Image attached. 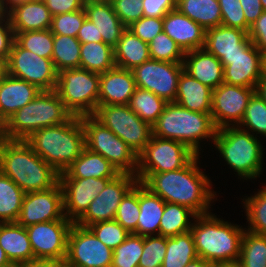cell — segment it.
<instances>
[{"label": "cell", "instance_id": "obj_58", "mask_svg": "<svg viewBox=\"0 0 266 267\" xmlns=\"http://www.w3.org/2000/svg\"><path fill=\"white\" fill-rule=\"evenodd\" d=\"M77 39L80 43L103 42V39H98L96 26L88 18L84 20L82 27L78 31Z\"/></svg>", "mask_w": 266, "mask_h": 267}, {"label": "cell", "instance_id": "obj_65", "mask_svg": "<svg viewBox=\"0 0 266 267\" xmlns=\"http://www.w3.org/2000/svg\"><path fill=\"white\" fill-rule=\"evenodd\" d=\"M6 132H5V122L0 118V150L2 149L3 144L7 141Z\"/></svg>", "mask_w": 266, "mask_h": 267}, {"label": "cell", "instance_id": "obj_30", "mask_svg": "<svg viewBox=\"0 0 266 267\" xmlns=\"http://www.w3.org/2000/svg\"><path fill=\"white\" fill-rule=\"evenodd\" d=\"M139 207L137 229L132 233L140 236L159 235V226L164 213L165 201L139 182ZM157 232V233H156Z\"/></svg>", "mask_w": 266, "mask_h": 267}, {"label": "cell", "instance_id": "obj_31", "mask_svg": "<svg viewBox=\"0 0 266 267\" xmlns=\"http://www.w3.org/2000/svg\"><path fill=\"white\" fill-rule=\"evenodd\" d=\"M120 173L102 155L83 149L81 155L59 178H115Z\"/></svg>", "mask_w": 266, "mask_h": 267}, {"label": "cell", "instance_id": "obj_41", "mask_svg": "<svg viewBox=\"0 0 266 267\" xmlns=\"http://www.w3.org/2000/svg\"><path fill=\"white\" fill-rule=\"evenodd\" d=\"M14 33L15 41L22 48L40 57L52 59L54 34L50 29Z\"/></svg>", "mask_w": 266, "mask_h": 267}, {"label": "cell", "instance_id": "obj_19", "mask_svg": "<svg viewBox=\"0 0 266 267\" xmlns=\"http://www.w3.org/2000/svg\"><path fill=\"white\" fill-rule=\"evenodd\" d=\"M111 179L113 178H59L63 191L64 216L76 223Z\"/></svg>", "mask_w": 266, "mask_h": 267}, {"label": "cell", "instance_id": "obj_69", "mask_svg": "<svg viewBox=\"0 0 266 267\" xmlns=\"http://www.w3.org/2000/svg\"><path fill=\"white\" fill-rule=\"evenodd\" d=\"M84 3H89V2H112L113 0H83Z\"/></svg>", "mask_w": 266, "mask_h": 267}, {"label": "cell", "instance_id": "obj_42", "mask_svg": "<svg viewBox=\"0 0 266 267\" xmlns=\"http://www.w3.org/2000/svg\"><path fill=\"white\" fill-rule=\"evenodd\" d=\"M139 207V181L125 194L118 206L115 220L129 233L137 229Z\"/></svg>", "mask_w": 266, "mask_h": 267}, {"label": "cell", "instance_id": "obj_38", "mask_svg": "<svg viewBox=\"0 0 266 267\" xmlns=\"http://www.w3.org/2000/svg\"><path fill=\"white\" fill-rule=\"evenodd\" d=\"M80 41L68 35H54L52 62L57 70L80 68Z\"/></svg>", "mask_w": 266, "mask_h": 267}, {"label": "cell", "instance_id": "obj_8", "mask_svg": "<svg viewBox=\"0 0 266 267\" xmlns=\"http://www.w3.org/2000/svg\"><path fill=\"white\" fill-rule=\"evenodd\" d=\"M100 74L81 68L58 72L55 91L74 116L92 115L98 107Z\"/></svg>", "mask_w": 266, "mask_h": 267}, {"label": "cell", "instance_id": "obj_64", "mask_svg": "<svg viewBox=\"0 0 266 267\" xmlns=\"http://www.w3.org/2000/svg\"><path fill=\"white\" fill-rule=\"evenodd\" d=\"M0 266H16L7 257L4 249L0 246Z\"/></svg>", "mask_w": 266, "mask_h": 267}, {"label": "cell", "instance_id": "obj_17", "mask_svg": "<svg viewBox=\"0 0 266 267\" xmlns=\"http://www.w3.org/2000/svg\"><path fill=\"white\" fill-rule=\"evenodd\" d=\"M137 182L136 176L127 173L111 179L76 224L88 227L97 222L115 220L122 198Z\"/></svg>", "mask_w": 266, "mask_h": 267}, {"label": "cell", "instance_id": "obj_1", "mask_svg": "<svg viewBox=\"0 0 266 267\" xmlns=\"http://www.w3.org/2000/svg\"><path fill=\"white\" fill-rule=\"evenodd\" d=\"M199 155L187 166L162 173H137L136 177L165 202L175 203L192 210L196 215H205L216 192L211 180L198 167ZM215 193V194H214Z\"/></svg>", "mask_w": 266, "mask_h": 267}, {"label": "cell", "instance_id": "obj_9", "mask_svg": "<svg viewBox=\"0 0 266 267\" xmlns=\"http://www.w3.org/2000/svg\"><path fill=\"white\" fill-rule=\"evenodd\" d=\"M81 121L85 133V147L102 155L119 173L136 176L138 155L92 115L81 116Z\"/></svg>", "mask_w": 266, "mask_h": 267}, {"label": "cell", "instance_id": "obj_40", "mask_svg": "<svg viewBox=\"0 0 266 267\" xmlns=\"http://www.w3.org/2000/svg\"><path fill=\"white\" fill-rule=\"evenodd\" d=\"M244 229L238 261L240 267H266V235Z\"/></svg>", "mask_w": 266, "mask_h": 267}, {"label": "cell", "instance_id": "obj_32", "mask_svg": "<svg viewBox=\"0 0 266 267\" xmlns=\"http://www.w3.org/2000/svg\"><path fill=\"white\" fill-rule=\"evenodd\" d=\"M114 59L117 67L132 70L150 59L149 44L126 29L114 47Z\"/></svg>", "mask_w": 266, "mask_h": 267}, {"label": "cell", "instance_id": "obj_37", "mask_svg": "<svg viewBox=\"0 0 266 267\" xmlns=\"http://www.w3.org/2000/svg\"><path fill=\"white\" fill-rule=\"evenodd\" d=\"M25 192L0 172V222H16Z\"/></svg>", "mask_w": 266, "mask_h": 267}, {"label": "cell", "instance_id": "obj_66", "mask_svg": "<svg viewBox=\"0 0 266 267\" xmlns=\"http://www.w3.org/2000/svg\"><path fill=\"white\" fill-rule=\"evenodd\" d=\"M8 18V11L5 8L4 0H0V21H4Z\"/></svg>", "mask_w": 266, "mask_h": 267}, {"label": "cell", "instance_id": "obj_55", "mask_svg": "<svg viewBox=\"0 0 266 267\" xmlns=\"http://www.w3.org/2000/svg\"><path fill=\"white\" fill-rule=\"evenodd\" d=\"M52 16L70 13L84 8L83 0H43Z\"/></svg>", "mask_w": 266, "mask_h": 267}, {"label": "cell", "instance_id": "obj_3", "mask_svg": "<svg viewBox=\"0 0 266 267\" xmlns=\"http://www.w3.org/2000/svg\"><path fill=\"white\" fill-rule=\"evenodd\" d=\"M26 141L47 164L62 173L85 148L81 116L73 115L63 124L37 130Z\"/></svg>", "mask_w": 266, "mask_h": 267}, {"label": "cell", "instance_id": "obj_56", "mask_svg": "<svg viewBox=\"0 0 266 267\" xmlns=\"http://www.w3.org/2000/svg\"><path fill=\"white\" fill-rule=\"evenodd\" d=\"M14 41L15 33L8 17L0 21V56L8 60Z\"/></svg>", "mask_w": 266, "mask_h": 267}, {"label": "cell", "instance_id": "obj_71", "mask_svg": "<svg viewBox=\"0 0 266 267\" xmlns=\"http://www.w3.org/2000/svg\"><path fill=\"white\" fill-rule=\"evenodd\" d=\"M263 10L266 11V0H261Z\"/></svg>", "mask_w": 266, "mask_h": 267}, {"label": "cell", "instance_id": "obj_13", "mask_svg": "<svg viewBox=\"0 0 266 267\" xmlns=\"http://www.w3.org/2000/svg\"><path fill=\"white\" fill-rule=\"evenodd\" d=\"M113 250L84 226L73 223L65 262L73 267H111Z\"/></svg>", "mask_w": 266, "mask_h": 267}, {"label": "cell", "instance_id": "obj_4", "mask_svg": "<svg viewBox=\"0 0 266 267\" xmlns=\"http://www.w3.org/2000/svg\"><path fill=\"white\" fill-rule=\"evenodd\" d=\"M192 224L196 252L211 263L238 262L244 229L208 213L197 215Z\"/></svg>", "mask_w": 266, "mask_h": 267}, {"label": "cell", "instance_id": "obj_23", "mask_svg": "<svg viewBox=\"0 0 266 267\" xmlns=\"http://www.w3.org/2000/svg\"><path fill=\"white\" fill-rule=\"evenodd\" d=\"M184 71L211 89L224 83L223 65L204 48L185 52Z\"/></svg>", "mask_w": 266, "mask_h": 267}, {"label": "cell", "instance_id": "obj_6", "mask_svg": "<svg viewBox=\"0 0 266 267\" xmlns=\"http://www.w3.org/2000/svg\"><path fill=\"white\" fill-rule=\"evenodd\" d=\"M73 114L55 90L41 91L5 122L7 139L26 140L35 131L67 122Z\"/></svg>", "mask_w": 266, "mask_h": 267}, {"label": "cell", "instance_id": "obj_46", "mask_svg": "<svg viewBox=\"0 0 266 267\" xmlns=\"http://www.w3.org/2000/svg\"><path fill=\"white\" fill-rule=\"evenodd\" d=\"M239 125L240 128L246 126L244 130H250L252 135L266 136V103L256 92L250 98Z\"/></svg>", "mask_w": 266, "mask_h": 267}, {"label": "cell", "instance_id": "obj_36", "mask_svg": "<svg viewBox=\"0 0 266 267\" xmlns=\"http://www.w3.org/2000/svg\"><path fill=\"white\" fill-rule=\"evenodd\" d=\"M197 215L189 208L165 202L164 213L162 214L159 235L164 237H172L191 230L192 224L190 218Z\"/></svg>", "mask_w": 266, "mask_h": 267}, {"label": "cell", "instance_id": "obj_14", "mask_svg": "<svg viewBox=\"0 0 266 267\" xmlns=\"http://www.w3.org/2000/svg\"><path fill=\"white\" fill-rule=\"evenodd\" d=\"M183 70V63L149 59L131 71L138 88L149 90L170 103L175 102L178 79Z\"/></svg>", "mask_w": 266, "mask_h": 267}, {"label": "cell", "instance_id": "obj_20", "mask_svg": "<svg viewBox=\"0 0 266 267\" xmlns=\"http://www.w3.org/2000/svg\"><path fill=\"white\" fill-rule=\"evenodd\" d=\"M224 83L229 85L256 88L263 76V54L251 42L235 56H223Z\"/></svg>", "mask_w": 266, "mask_h": 267}, {"label": "cell", "instance_id": "obj_43", "mask_svg": "<svg viewBox=\"0 0 266 267\" xmlns=\"http://www.w3.org/2000/svg\"><path fill=\"white\" fill-rule=\"evenodd\" d=\"M143 247L144 237L130 233L126 240L113 250L111 267H138Z\"/></svg>", "mask_w": 266, "mask_h": 267}, {"label": "cell", "instance_id": "obj_68", "mask_svg": "<svg viewBox=\"0 0 266 267\" xmlns=\"http://www.w3.org/2000/svg\"><path fill=\"white\" fill-rule=\"evenodd\" d=\"M58 267H73L68 265L65 261L58 260Z\"/></svg>", "mask_w": 266, "mask_h": 267}, {"label": "cell", "instance_id": "obj_61", "mask_svg": "<svg viewBox=\"0 0 266 267\" xmlns=\"http://www.w3.org/2000/svg\"><path fill=\"white\" fill-rule=\"evenodd\" d=\"M186 267H213V263L198 257L197 259L188 263Z\"/></svg>", "mask_w": 266, "mask_h": 267}, {"label": "cell", "instance_id": "obj_5", "mask_svg": "<svg viewBox=\"0 0 266 267\" xmlns=\"http://www.w3.org/2000/svg\"><path fill=\"white\" fill-rule=\"evenodd\" d=\"M152 129L154 136L179 141L197 155L200 153L199 141L212 138L214 142L217 131L211 114L194 112L175 102L166 104Z\"/></svg>", "mask_w": 266, "mask_h": 267}, {"label": "cell", "instance_id": "obj_24", "mask_svg": "<svg viewBox=\"0 0 266 267\" xmlns=\"http://www.w3.org/2000/svg\"><path fill=\"white\" fill-rule=\"evenodd\" d=\"M251 42L246 31L221 25L206 30L203 48L220 60L239 54Z\"/></svg>", "mask_w": 266, "mask_h": 267}, {"label": "cell", "instance_id": "obj_54", "mask_svg": "<svg viewBox=\"0 0 266 267\" xmlns=\"http://www.w3.org/2000/svg\"><path fill=\"white\" fill-rule=\"evenodd\" d=\"M248 37L262 54L266 52V11L250 26Z\"/></svg>", "mask_w": 266, "mask_h": 267}, {"label": "cell", "instance_id": "obj_70", "mask_svg": "<svg viewBox=\"0 0 266 267\" xmlns=\"http://www.w3.org/2000/svg\"><path fill=\"white\" fill-rule=\"evenodd\" d=\"M263 73L266 74V52L263 54Z\"/></svg>", "mask_w": 266, "mask_h": 267}, {"label": "cell", "instance_id": "obj_22", "mask_svg": "<svg viewBox=\"0 0 266 267\" xmlns=\"http://www.w3.org/2000/svg\"><path fill=\"white\" fill-rule=\"evenodd\" d=\"M163 32L184 52L201 49L205 44L206 30L178 9L168 12L163 17Z\"/></svg>", "mask_w": 266, "mask_h": 267}, {"label": "cell", "instance_id": "obj_28", "mask_svg": "<svg viewBox=\"0 0 266 267\" xmlns=\"http://www.w3.org/2000/svg\"><path fill=\"white\" fill-rule=\"evenodd\" d=\"M212 93L213 89L183 70L178 79L175 103L194 112L211 114Z\"/></svg>", "mask_w": 266, "mask_h": 267}, {"label": "cell", "instance_id": "obj_67", "mask_svg": "<svg viewBox=\"0 0 266 267\" xmlns=\"http://www.w3.org/2000/svg\"><path fill=\"white\" fill-rule=\"evenodd\" d=\"M213 267H240V265L238 262L213 263Z\"/></svg>", "mask_w": 266, "mask_h": 267}, {"label": "cell", "instance_id": "obj_53", "mask_svg": "<svg viewBox=\"0 0 266 267\" xmlns=\"http://www.w3.org/2000/svg\"><path fill=\"white\" fill-rule=\"evenodd\" d=\"M174 9L175 0H143V17L163 18Z\"/></svg>", "mask_w": 266, "mask_h": 267}, {"label": "cell", "instance_id": "obj_15", "mask_svg": "<svg viewBox=\"0 0 266 267\" xmlns=\"http://www.w3.org/2000/svg\"><path fill=\"white\" fill-rule=\"evenodd\" d=\"M73 222L61 220L37 223L26 228L34 259L65 261L68 235Z\"/></svg>", "mask_w": 266, "mask_h": 267}, {"label": "cell", "instance_id": "obj_72", "mask_svg": "<svg viewBox=\"0 0 266 267\" xmlns=\"http://www.w3.org/2000/svg\"><path fill=\"white\" fill-rule=\"evenodd\" d=\"M0 267H17V266H0Z\"/></svg>", "mask_w": 266, "mask_h": 267}, {"label": "cell", "instance_id": "obj_47", "mask_svg": "<svg viewBox=\"0 0 266 267\" xmlns=\"http://www.w3.org/2000/svg\"><path fill=\"white\" fill-rule=\"evenodd\" d=\"M88 228L112 250L123 243L130 235L116 220L97 222L89 225Z\"/></svg>", "mask_w": 266, "mask_h": 267}, {"label": "cell", "instance_id": "obj_2", "mask_svg": "<svg viewBox=\"0 0 266 267\" xmlns=\"http://www.w3.org/2000/svg\"><path fill=\"white\" fill-rule=\"evenodd\" d=\"M0 172L25 193L46 191L59 183L60 173L47 164L26 140L8 139L0 150Z\"/></svg>", "mask_w": 266, "mask_h": 267}, {"label": "cell", "instance_id": "obj_29", "mask_svg": "<svg viewBox=\"0 0 266 267\" xmlns=\"http://www.w3.org/2000/svg\"><path fill=\"white\" fill-rule=\"evenodd\" d=\"M0 246L17 267L34 260L26 228L16 222L0 224Z\"/></svg>", "mask_w": 266, "mask_h": 267}, {"label": "cell", "instance_id": "obj_60", "mask_svg": "<svg viewBox=\"0 0 266 267\" xmlns=\"http://www.w3.org/2000/svg\"><path fill=\"white\" fill-rule=\"evenodd\" d=\"M255 92L263 99L266 103V74L259 79L257 86L255 88Z\"/></svg>", "mask_w": 266, "mask_h": 267}, {"label": "cell", "instance_id": "obj_10", "mask_svg": "<svg viewBox=\"0 0 266 267\" xmlns=\"http://www.w3.org/2000/svg\"><path fill=\"white\" fill-rule=\"evenodd\" d=\"M92 116L122 139L137 155L153 135L152 126L144 122L128 105H98Z\"/></svg>", "mask_w": 266, "mask_h": 267}, {"label": "cell", "instance_id": "obj_49", "mask_svg": "<svg viewBox=\"0 0 266 267\" xmlns=\"http://www.w3.org/2000/svg\"><path fill=\"white\" fill-rule=\"evenodd\" d=\"M87 18L85 9L52 16L51 32L54 35H68L77 38L78 31Z\"/></svg>", "mask_w": 266, "mask_h": 267}, {"label": "cell", "instance_id": "obj_26", "mask_svg": "<svg viewBox=\"0 0 266 267\" xmlns=\"http://www.w3.org/2000/svg\"><path fill=\"white\" fill-rule=\"evenodd\" d=\"M84 9L87 18L96 26L98 39L114 48L127 27L120 21L111 2L84 3Z\"/></svg>", "mask_w": 266, "mask_h": 267}, {"label": "cell", "instance_id": "obj_50", "mask_svg": "<svg viewBox=\"0 0 266 267\" xmlns=\"http://www.w3.org/2000/svg\"><path fill=\"white\" fill-rule=\"evenodd\" d=\"M222 26L246 31V18L240 0H218Z\"/></svg>", "mask_w": 266, "mask_h": 267}, {"label": "cell", "instance_id": "obj_45", "mask_svg": "<svg viewBox=\"0 0 266 267\" xmlns=\"http://www.w3.org/2000/svg\"><path fill=\"white\" fill-rule=\"evenodd\" d=\"M150 59L170 63H183L185 52L165 32L156 35L149 43Z\"/></svg>", "mask_w": 266, "mask_h": 267}, {"label": "cell", "instance_id": "obj_44", "mask_svg": "<svg viewBox=\"0 0 266 267\" xmlns=\"http://www.w3.org/2000/svg\"><path fill=\"white\" fill-rule=\"evenodd\" d=\"M248 231L266 235V186L260 189L254 196L244 199Z\"/></svg>", "mask_w": 266, "mask_h": 267}, {"label": "cell", "instance_id": "obj_33", "mask_svg": "<svg viewBox=\"0 0 266 267\" xmlns=\"http://www.w3.org/2000/svg\"><path fill=\"white\" fill-rule=\"evenodd\" d=\"M176 9L205 30L222 25L218 0H179Z\"/></svg>", "mask_w": 266, "mask_h": 267}, {"label": "cell", "instance_id": "obj_25", "mask_svg": "<svg viewBox=\"0 0 266 267\" xmlns=\"http://www.w3.org/2000/svg\"><path fill=\"white\" fill-rule=\"evenodd\" d=\"M40 92L41 90L35 85L7 75L0 81V118L6 122Z\"/></svg>", "mask_w": 266, "mask_h": 267}, {"label": "cell", "instance_id": "obj_62", "mask_svg": "<svg viewBox=\"0 0 266 267\" xmlns=\"http://www.w3.org/2000/svg\"><path fill=\"white\" fill-rule=\"evenodd\" d=\"M8 75L7 59L0 56V81Z\"/></svg>", "mask_w": 266, "mask_h": 267}, {"label": "cell", "instance_id": "obj_63", "mask_svg": "<svg viewBox=\"0 0 266 267\" xmlns=\"http://www.w3.org/2000/svg\"><path fill=\"white\" fill-rule=\"evenodd\" d=\"M28 1H32V0H4V5H5L6 10L9 12L15 6L27 3Z\"/></svg>", "mask_w": 266, "mask_h": 267}, {"label": "cell", "instance_id": "obj_27", "mask_svg": "<svg viewBox=\"0 0 266 267\" xmlns=\"http://www.w3.org/2000/svg\"><path fill=\"white\" fill-rule=\"evenodd\" d=\"M8 17L14 32L47 30L52 24V15L43 0L15 6L8 12Z\"/></svg>", "mask_w": 266, "mask_h": 267}, {"label": "cell", "instance_id": "obj_39", "mask_svg": "<svg viewBox=\"0 0 266 267\" xmlns=\"http://www.w3.org/2000/svg\"><path fill=\"white\" fill-rule=\"evenodd\" d=\"M167 102L149 90L136 88L128 106L146 123L153 126Z\"/></svg>", "mask_w": 266, "mask_h": 267}, {"label": "cell", "instance_id": "obj_51", "mask_svg": "<svg viewBox=\"0 0 266 267\" xmlns=\"http://www.w3.org/2000/svg\"><path fill=\"white\" fill-rule=\"evenodd\" d=\"M111 4L126 27L143 17V0H113Z\"/></svg>", "mask_w": 266, "mask_h": 267}, {"label": "cell", "instance_id": "obj_11", "mask_svg": "<svg viewBox=\"0 0 266 267\" xmlns=\"http://www.w3.org/2000/svg\"><path fill=\"white\" fill-rule=\"evenodd\" d=\"M195 154L185 144L152 135L144 150L138 155L137 173H162L187 166Z\"/></svg>", "mask_w": 266, "mask_h": 267}, {"label": "cell", "instance_id": "obj_16", "mask_svg": "<svg viewBox=\"0 0 266 267\" xmlns=\"http://www.w3.org/2000/svg\"><path fill=\"white\" fill-rule=\"evenodd\" d=\"M254 93L255 88L226 83L215 88L212 93L211 118L217 130L229 126H239Z\"/></svg>", "mask_w": 266, "mask_h": 267}, {"label": "cell", "instance_id": "obj_59", "mask_svg": "<svg viewBox=\"0 0 266 267\" xmlns=\"http://www.w3.org/2000/svg\"><path fill=\"white\" fill-rule=\"evenodd\" d=\"M19 267H58V260L34 259Z\"/></svg>", "mask_w": 266, "mask_h": 267}, {"label": "cell", "instance_id": "obj_52", "mask_svg": "<svg viewBox=\"0 0 266 267\" xmlns=\"http://www.w3.org/2000/svg\"><path fill=\"white\" fill-rule=\"evenodd\" d=\"M127 29L149 44L156 35L163 32V18L141 17Z\"/></svg>", "mask_w": 266, "mask_h": 267}, {"label": "cell", "instance_id": "obj_18", "mask_svg": "<svg viewBox=\"0 0 266 267\" xmlns=\"http://www.w3.org/2000/svg\"><path fill=\"white\" fill-rule=\"evenodd\" d=\"M63 217V191L58 183L46 191L25 193L16 223L28 227L41 222L61 220Z\"/></svg>", "mask_w": 266, "mask_h": 267}, {"label": "cell", "instance_id": "obj_21", "mask_svg": "<svg viewBox=\"0 0 266 267\" xmlns=\"http://www.w3.org/2000/svg\"><path fill=\"white\" fill-rule=\"evenodd\" d=\"M136 88L132 71L115 66L100 73L98 105H128Z\"/></svg>", "mask_w": 266, "mask_h": 267}, {"label": "cell", "instance_id": "obj_35", "mask_svg": "<svg viewBox=\"0 0 266 267\" xmlns=\"http://www.w3.org/2000/svg\"><path fill=\"white\" fill-rule=\"evenodd\" d=\"M194 238L191 231L167 237V247L161 267H186L197 259Z\"/></svg>", "mask_w": 266, "mask_h": 267}, {"label": "cell", "instance_id": "obj_34", "mask_svg": "<svg viewBox=\"0 0 266 267\" xmlns=\"http://www.w3.org/2000/svg\"><path fill=\"white\" fill-rule=\"evenodd\" d=\"M114 48L104 42L81 43L80 68L104 73L115 67Z\"/></svg>", "mask_w": 266, "mask_h": 267}, {"label": "cell", "instance_id": "obj_48", "mask_svg": "<svg viewBox=\"0 0 266 267\" xmlns=\"http://www.w3.org/2000/svg\"><path fill=\"white\" fill-rule=\"evenodd\" d=\"M167 247V237L152 235L144 237L143 253L138 267H161Z\"/></svg>", "mask_w": 266, "mask_h": 267}, {"label": "cell", "instance_id": "obj_7", "mask_svg": "<svg viewBox=\"0 0 266 267\" xmlns=\"http://www.w3.org/2000/svg\"><path fill=\"white\" fill-rule=\"evenodd\" d=\"M214 145L238 176L246 180L260 176L264 150L260 140L251 132L239 126L218 129Z\"/></svg>", "mask_w": 266, "mask_h": 267}, {"label": "cell", "instance_id": "obj_57", "mask_svg": "<svg viewBox=\"0 0 266 267\" xmlns=\"http://www.w3.org/2000/svg\"><path fill=\"white\" fill-rule=\"evenodd\" d=\"M245 18L246 32H249L250 26L264 12L261 0H240Z\"/></svg>", "mask_w": 266, "mask_h": 267}, {"label": "cell", "instance_id": "obj_12", "mask_svg": "<svg viewBox=\"0 0 266 267\" xmlns=\"http://www.w3.org/2000/svg\"><path fill=\"white\" fill-rule=\"evenodd\" d=\"M8 75L25 80L41 91L55 90L58 72L52 62L22 48L14 41L7 60Z\"/></svg>", "mask_w": 266, "mask_h": 267}]
</instances>
